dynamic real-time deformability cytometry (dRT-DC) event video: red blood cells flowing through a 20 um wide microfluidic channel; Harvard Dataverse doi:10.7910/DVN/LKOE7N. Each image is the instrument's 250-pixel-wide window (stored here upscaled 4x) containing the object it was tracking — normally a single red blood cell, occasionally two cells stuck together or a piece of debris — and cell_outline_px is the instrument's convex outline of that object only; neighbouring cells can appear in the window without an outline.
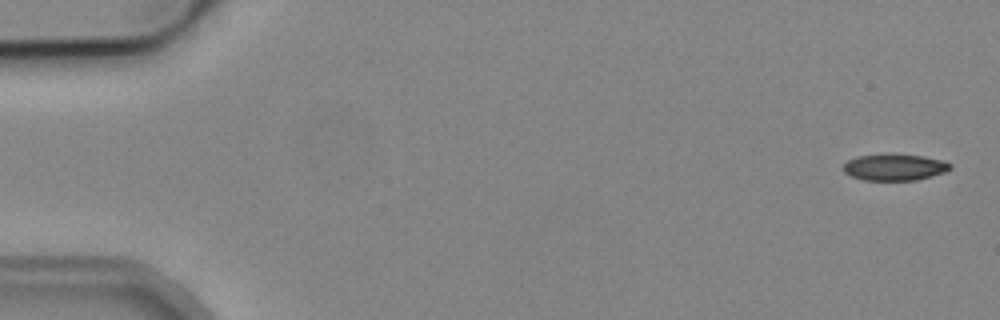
{"species": "common noctule bat (a hibernating species)", "species_latin": "Nyctalus noctula", "temperature_condition": "cold", "stored_images_in_passage": 5, "camera_frame_rate_fps": 3000, "um_per_image_px": 0.085, "animal": {"sex": "male", "body_mass_g": 19.2, "forearm_length_mm": 51.8}, "frame": {"image": 1, "passage_image": 1, "time_ms": 0.0, "image_size_px": [1000, 320], "cell_outline_px": [[952, 168], [944, 172], [932, 176], [916, 180], [864, 180], [852, 176], [844, 172], [844, 164], [848, 160], [856, 156], [884, 152], [896, 152], [924, 156], [944, 160], [952, 164]], "centroid_in_image_um": [76.05, 14.17], "position_along_channel_um": 8.9, "area_um2": 17.11}}
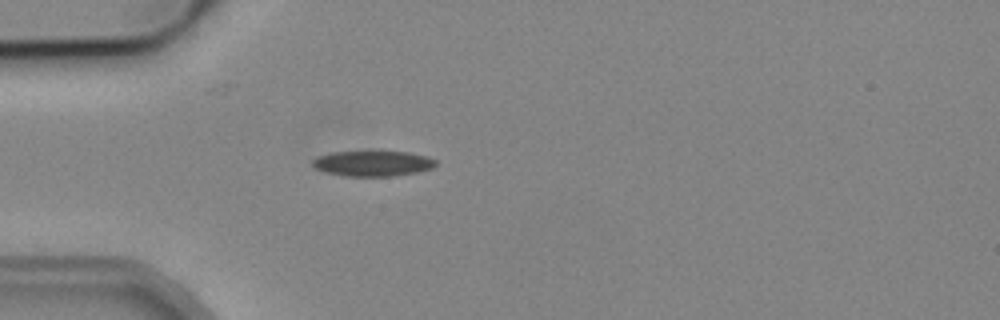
{"frame": {"image": 2, "passage_image": 5, "time_ms": 4.667, "image_size_px": [1000, 320], "cell_outline_px": [[436, 164], [432, 168], [416, 172], [392, 176], [344, 176], [328, 172], [316, 168], [312, 164], [312, 160], [320, 156], [332, 152], [408, 152], [428, 156], [436, 160]], "centroid_in_image_um": [31.72, 13.89], "position_along_channel_um": 53.3, "area_um2": 17.98}}